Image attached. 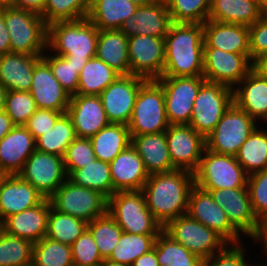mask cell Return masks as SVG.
Segmentation results:
<instances>
[{
  "label": "cell",
  "mask_w": 267,
  "mask_h": 266,
  "mask_svg": "<svg viewBox=\"0 0 267 266\" xmlns=\"http://www.w3.org/2000/svg\"><path fill=\"white\" fill-rule=\"evenodd\" d=\"M204 42L211 48L244 54L251 60L249 28L244 25L207 20L203 23Z\"/></svg>",
  "instance_id": "4316f807"
},
{
  "label": "cell",
  "mask_w": 267,
  "mask_h": 266,
  "mask_svg": "<svg viewBox=\"0 0 267 266\" xmlns=\"http://www.w3.org/2000/svg\"><path fill=\"white\" fill-rule=\"evenodd\" d=\"M33 243L0 228V266H32Z\"/></svg>",
  "instance_id": "7bdbcfd3"
},
{
  "label": "cell",
  "mask_w": 267,
  "mask_h": 266,
  "mask_svg": "<svg viewBox=\"0 0 267 266\" xmlns=\"http://www.w3.org/2000/svg\"><path fill=\"white\" fill-rule=\"evenodd\" d=\"M108 214L123 232L129 234H160L161 224L147 208L141 190L115 192L108 199Z\"/></svg>",
  "instance_id": "5b68a950"
},
{
  "label": "cell",
  "mask_w": 267,
  "mask_h": 266,
  "mask_svg": "<svg viewBox=\"0 0 267 266\" xmlns=\"http://www.w3.org/2000/svg\"><path fill=\"white\" fill-rule=\"evenodd\" d=\"M264 13L256 0H211L208 19L249 27Z\"/></svg>",
  "instance_id": "d6a6232c"
},
{
  "label": "cell",
  "mask_w": 267,
  "mask_h": 266,
  "mask_svg": "<svg viewBox=\"0 0 267 266\" xmlns=\"http://www.w3.org/2000/svg\"><path fill=\"white\" fill-rule=\"evenodd\" d=\"M51 206L50 200L45 198L32 208L6 217L0 228L10 235L38 242L46 236Z\"/></svg>",
  "instance_id": "603a6c76"
},
{
  "label": "cell",
  "mask_w": 267,
  "mask_h": 266,
  "mask_svg": "<svg viewBox=\"0 0 267 266\" xmlns=\"http://www.w3.org/2000/svg\"><path fill=\"white\" fill-rule=\"evenodd\" d=\"M157 81L164 91L166 118L169 125L189 124L194 100L206 79L203 76H162Z\"/></svg>",
  "instance_id": "7c38bea8"
},
{
  "label": "cell",
  "mask_w": 267,
  "mask_h": 266,
  "mask_svg": "<svg viewBox=\"0 0 267 266\" xmlns=\"http://www.w3.org/2000/svg\"><path fill=\"white\" fill-rule=\"evenodd\" d=\"M248 266H267V265L266 264H260V263L259 264L257 263V265H254V264L250 263Z\"/></svg>",
  "instance_id": "8c879c8a"
},
{
  "label": "cell",
  "mask_w": 267,
  "mask_h": 266,
  "mask_svg": "<svg viewBox=\"0 0 267 266\" xmlns=\"http://www.w3.org/2000/svg\"><path fill=\"white\" fill-rule=\"evenodd\" d=\"M15 125L5 110L0 111V140L11 131Z\"/></svg>",
  "instance_id": "94428289"
},
{
  "label": "cell",
  "mask_w": 267,
  "mask_h": 266,
  "mask_svg": "<svg viewBox=\"0 0 267 266\" xmlns=\"http://www.w3.org/2000/svg\"><path fill=\"white\" fill-rule=\"evenodd\" d=\"M6 177V174L0 170V184L2 182V180Z\"/></svg>",
  "instance_id": "a7ac6f4b"
},
{
  "label": "cell",
  "mask_w": 267,
  "mask_h": 266,
  "mask_svg": "<svg viewBox=\"0 0 267 266\" xmlns=\"http://www.w3.org/2000/svg\"><path fill=\"white\" fill-rule=\"evenodd\" d=\"M46 0H10V6L34 12L38 15L44 13Z\"/></svg>",
  "instance_id": "9f6ffc18"
},
{
  "label": "cell",
  "mask_w": 267,
  "mask_h": 266,
  "mask_svg": "<svg viewBox=\"0 0 267 266\" xmlns=\"http://www.w3.org/2000/svg\"><path fill=\"white\" fill-rule=\"evenodd\" d=\"M32 266H74L71 246L42 238L33 243Z\"/></svg>",
  "instance_id": "b9f144b4"
},
{
  "label": "cell",
  "mask_w": 267,
  "mask_h": 266,
  "mask_svg": "<svg viewBox=\"0 0 267 266\" xmlns=\"http://www.w3.org/2000/svg\"><path fill=\"white\" fill-rule=\"evenodd\" d=\"M158 235L159 234H129L122 232L119 242L107 259L131 266L141 255L153 249Z\"/></svg>",
  "instance_id": "f35d334b"
},
{
  "label": "cell",
  "mask_w": 267,
  "mask_h": 266,
  "mask_svg": "<svg viewBox=\"0 0 267 266\" xmlns=\"http://www.w3.org/2000/svg\"><path fill=\"white\" fill-rule=\"evenodd\" d=\"M101 266H128V265H124V264H121V263H116V262L110 261L108 259H104V261L101 264Z\"/></svg>",
  "instance_id": "e7e4bbea"
},
{
  "label": "cell",
  "mask_w": 267,
  "mask_h": 266,
  "mask_svg": "<svg viewBox=\"0 0 267 266\" xmlns=\"http://www.w3.org/2000/svg\"><path fill=\"white\" fill-rule=\"evenodd\" d=\"M194 175L201 189L248 188V175L236 156L218 154L205 148Z\"/></svg>",
  "instance_id": "52a82bcc"
},
{
  "label": "cell",
  "mask_w": 267,
  "mask_h": 266,
  "mask_svg": "<svg viewBox=\"0 0 267 266\" xmlns=\"http://www.w3.org/2000/svg\"><path fill=\"white\" fill-rule=\"evenodd\" d=\"M193 186V173L173 170L149 175L141 191L147 208L164 227L169 221L187 214L189 193Z\"/></svg>",
  "instance_id": "6da1fadb"
},
{
  "label": "cell",
  "mask_w": 267,
  "mask_h": 266,
  "mask_svg": "<svg viewBox=\"0 0 267 266\" xmlns=\"http://www.w3.org/2000/svg\"><path fill=\"white\" fill-rule=\"evenodd\" d=\"M87 224L85 220L61 213L51 206L45 237L71 246L87 229Z\"/></svg>",
  "instance_id": "60d3db41"
},
{
  "label": "cell",
  "mask_w": 267,
  "mask_h": 266,
  "mask_svg": "<svg viewBox=\"0 0 267 266\" xmlns=\"http://www.w3.org/2000/svg\"><path fill=\"white\" fill-rule=\"evenodd\" d=\"M87 229L92 234L103 259H107L112 254L123 232L108 212L88 222Z\"/></svg>",
  "instance_id": "ee69618b"
},
{
  "label": "cell",
  "mask_w": 267,
  "mask_h": 266,
  "mask_svg": "<svg viewBox=\"0 0 267 266\" xmlns=\"http://www.w3.org/2000/svg\"><path fill=\"white\" fill-rule=\"evenodd\" d=\"M163 231L202 260L213 256L228 244L216 231L207 228L188 214L169 221Z\"/></svg>",
  "instance_id": "9c48e42d"
},
{
  "label": "cell",
  "mask_w": 267,
  "mask_h": 266,
  "mask_svg": "<svg viewBox=\"0 0 267 266\" xmlns=\"http://www.w3.org/2000/svg\"><path fill=\"white\" fill-rule=\"evenodd\" d=\"M7 89L0 84V111L5 110Z\"/></svg>",
  "instance_id": "be15d7a7"
},
{
  "label": "cell",
  "mask_w": 267,
  "mask_h": 266,
  "mask_svg": "<svg viewBox=\"0 0 267 266\" xmlns=\"http://www.w3.org/2000/svg\"><path fill=\"white\" fill-rule=\"evenodd\" d=\"M109 164L114 193L142 190L149 178L143 160L132 144L120 152Z\"/></svg>",
  "instance_id": "cb8c5ba5"
},
{
  "label": "cell",
  "mask_w": 267,
  "mask_h": 266,
  "mask_svg": "<svg viewBox=\"0 0 267 266\" xmlns=\"http://www.w3.org/2000/svg\"><path fill=\"white\" fill-rule=\"evenodd\" d=\"M10 36L11 52L43 55L47 50L48 24L34 12L5 6L2 13Z\"/></svg>",
  "instance_id": "277c9868"
},
{
  "label": "cell",
  "mask_w": 267,
  "mask_h": 266,
  "mask_svg": "<svg viewBox=\"0 0 267 266\" xmlns=\"http://www.w3.org/2000/svg\"><path fill=\"white\" fill-rule=\"evenodd\" d=\"M76 137L72 120L64 113L56 120L52 129L36 140V150L64 157L67 147Z\"/></svg>",
  "instance_id": "74e56055"
},
{
  "label": "cell",
  "mask_w": 267,
  "mask_h": 266,
  "mask_svg": "<svg viewBox=\"0 0 267 266\" xmlns=\"http://www.w3.org/2000/svg\"><path fill=\"white\" fill-rule=\"evenodd\" d=\"M91 0H46L44 13L46 23L78 20L87 17Z\"/></svg>",
  "instance_id": "bcb514c9"
},
{
  "label": "cell",
  "mask_w": 267,
  "mask_h": 266,
  "mask_svg": "<svg viewBox=\"0 0 267 266\" xmlns=\"http://www.w3.org/2000/svg\"><path fill=\"white\" fill-rule=\"evenodd\" d=\"M37 105L29 91H7L5 111L15 126H24Z\"/></svg>",
  "instance_id": "7dc6e473"
},
{
  "label": "cell",
  "mask_w": 267,
  "mask_h": 266,
  "mask_svg": "<svg viewBox=\"0 0 267 266\" xmlns=\"http://www.w3.org/2000/svg\"><path fill=\"white\" fill-rule=\"evenodd\" d=\"M68 179L76 185L100 192L107 199L114 194L110 164L96 159L84 168L72 170Z\"/></svg>",
  "instance_id": "d590c367"
},
{
  "label": "cell",
  "mask_w": 267,
  "mask_h": 266,
  "mask_svg": "<svg viewBox=\"0 0 267 266\" xmlns=\"http://www.w3.org/2000/svg\"><path fill=\"white\" fill-rule=\"evenodd\" d=\"M36 150V140L24 126H15L0 140V170L18 175Z\"/></svg>",
  "instance_id": "d4e9b609"
},
{
  "label": "cell",
  "mask_w": 267,
  "mask_h": 266,
  "mask_svg": "<svg viewBox=\"0 0 267 266\" xmlns=\"http://www.w3.org/2000/svg\"><path fill=\"white\" fill-rule=\"evenodd\" d=\"M11 52L10 36L5 24V18L0 14V56Z\"/></svg>",
  "instance_id": "6f0895ef"
},
{
  "label": "cell",
  "mask_w": 267,
  "mask_h": 266,
  "mask_svg": "<svg viewBox=\"0 0 267 266\" xmlns=\"http://www.w3.org/2000/svg\"><path fill=\"white\" fill-rule=\"evenodd\" d=\"M18 176L30 183L46 199L68 179L63 157L38 150L27 159Z\"/></svg>",
  "instance_id": "5bb4252c"
},
{
  "label": "cell",
  "mask_w": 267,
  "mask_h": 266,
  "mask_svg": "<svg viewBox=\"0 0 267 266\" xmlns=\"http://www.w3.org/2000/svg\"><path fill=\"white\" fill-rule=\"evenodd\" d=\"M146 79L130 75H120L100 93L103 108L110 123L128 125L135 100Z\"/></svg>",
  "instance_id": "ac0fdd59"
},
{
  "label": "cell",
  "mask_w": 267,
  "mask_h": 266,
  "mask_svg": "<svg viewBox=\"0 0 267 266\" xmlns=\"http://www.w3.org/2000/svg\"><path fill=\"white\" fill-rule=\"evenodd\" d=\"M256 122L233 102L206 137V148L218 154L236 156L244 141L259 127Z\"/></svg>",
  "instance_id": "ba28073f"
},
{
  "label": "cell",
  "mask_w": 267,
  "mask_h": 266,
  "mask_svg": "<svg viewBox=\"0 0 267 266\" xmlns=\"http://www.w3.org/2000/svg\"><path fill=\"white\" fill-rule=\"evenodd\" d=\"M258 241L259 243L262 242L264 249L267 251V220L262 224V233Z\"/></svg>",
  "instance_id": "6125c7cd"
},
{
  "label": "cell",
  "mask_w": 267,
  "mask_h": 266,
  "mask_svg": "<svg viewBox=\"0 0 267 266\" xmlns=\"http://www.w3.org/2000/svg\"><path fill=\"white\" fill-rule=\"evenodd\" d=\"M5 6H10V0H0Z\"/></svg>",
  "instance_id": "89a4df30"
},
{
  "label": "cell",
  "mask_w": 267,
  "mask_h": 266,
  "mask_svg": "<svg viewBox=\"0 0 267 266\" xmlns=\"http://www.w3.org/2000/svg\"><path fill=\"white\" fill-rule=\"evenodd\" d=\"M233 102L232 88L205 81L194 100L189 125L206 138Z\"/></svg>",
  "instance_id": "8fae6325"
},
{
  "label": "cell",
  "mask_w": 267,
  "mask_h": 266,
  "mask_svg": "<svg viewBox=\"0 0 267 266\" xmlns=\"http://www.w3.org/2000/svg\"><path fill=\"white\" fill-rule=\"evenodd\" d=\"M42 55L8 52L0 56V84L7 91H29L35 64Z\"/></svg>",
  "instance_id": "f1b7e54d"
},
{
  "label": "cell",
  "mask_w": 267,
  "mask_h": 266,
  "mask_svg": "<svg viewBox=\"0 0 267 266\" xmlns=\"http://www.w3.org/2000/svg\"><path fill=\"white\" fill-rule=\"evenodd\" d=\"M252 70V61L244 54H235L203 46V77L234 89Z\"/></svg>",
  "instance_id": "9a60e30c"
},
{
  "label": "cell",
  "mask_w": 267,
  "mask_h": 266,
  "mask_svg": "<svg viewBox=\"0 0 267 266\" xmlns=\"http://www.w3.org/2000/svg\"><path fill=\"white\" fill-rule=\"evenodd\" d=\"M248 28L251 61H253L256 57L267 53V13Z\"/></svg>",
  "instance_id": "11a10c76"
},
{
  "label": "cell",
  "mask_w": 267,
  "mask_h": 266,
  "mask_svg": "<svg viewBox=\"0 0 267 266\" xmlns=\"http://www.w3.org/2000/svg\"><path fill=\"white\" fill-rule=\"evenodd\" d=\"M132 145L149 175L176 170L171 162L165 132L131 136Z\"/></svg>",
  "instance_id": "f546056e"
},
{
  "label": "cell",
  "mask_w": 267,
  "mask_h": 266,
  "mask_svg": "<svg viewBox=\"0 0 267 266\" xmlns=\"http://www.w3.org/2000/svg\"><path fill=\"white\" fill-rule=\"evenodd\" d=\"M160 266H202V259L162 231L154 247Z\"/></svg>",
  "instance_id": "ab89813d"
},
{
  "label": "cell",
  "mask_w": 267,
  "mask_h": 266,
  "mask_svg": "<svg viewBox=\"0 0 267 266\" xmlns=\"http://www.w3.org/2000/svg\"><path fill=\"white\" fill-rule=\"evenodd\" d=\"M99 29L87 19L56 21L48 25L47 50L81 69L96 55Z\"/></svg>",
  "instance_id": "3957f363"
},
{
  "label": "cell",
  "mask_w": 267,
  "mask_h": 266,
  "mask_svg": "<svg viewBox=\"0 0 267 266\" xmlns=\"http://www.w3.org/2000/svg\"><path fill=\"white\" fill-rule=\"evenodd\" d=\"M89 139L96 158L108 163L132 143L128 126L120 123H109Z\"/></svg>",
  "instance_id": "836d02e7"
},
{
  "label": "cell",
  "mask_w": 267,
  "mask_h": 266,
  "mask_svg": "<svg viewBox=\"0 0 267 266\" xmlns=\"http://www.w3.org/2000/svg\"><path fill=\"white\" fill-rule=\"evenodd\" d=\"M64 113H66V111L37 108L24 127L33 135L35 140H37L49 129H52L56 120Z\"/></svg>",
  "instance_id": "db71d44e"
},
{
  "label": "cell",
  "mask_w": 267,
  "mask_h": 266,
  "mask_svg": "<svg viewBox=\"0 0 267 266\" xmlns=\"http://www.w3.org/2000/svg\"><path fill=\"white\" fill-rule=\"evenodd\" d=\"M233 101L254 120L267 123V79L251 70L233 89ZM261 119V120H260ZM266 121V122H265Z\"/></svg>",
  "instance_id": "83f0119b"
},
{
  "label": "cell",
  "mask_w": 267,
  "mask_h": 266,
  "mask_svg": "<svg viewBox=\"0 0 267 266\" xmlns=\"http://www.w3.org/2000/svg\"><path fill=\"white\" fill-rule=\"evenodd\" d=\"M71 252L74 266H101L104 261L88 229L71 245Z\"/></svg>",
  "instance_id": "681fc988"
},
{
  "label": "cell",
  "mask_w": 267,
  "mask_h": 266,
  "mask_svg": "<svg viewBox=\"0 0 267 266\" xmlns=\"http://www.w3.org/2000/svg\"><path fill=\"white\" fill-rule=\"evenodd\" d=\"M95 57L120 75H130L128 37L120 29L99 30Z\"/></svg>",
  "instance_id": "4dcf8cb0"
},
{
  "label": "cell",
  "mask_w": 267,
  "mask_h": 266,
  "mask_svg": "<svg viewBox=\"0 0 267 266\" xmlns=\"http://www.w3.org/2000/svg\"><path fill=\"white\" fill-rule=\"evenodd\" d=\"M127 126L131 136L162 133L169 127L164 91L157 80L141 85Z\"/></svg>",
  "instance_id": "8992f818"
},
{
  "label": "cell",
  "mask_w": 267,
  "mask_h": 266,
  "mask_svg": "<svg viewBox=\"0 0 267 266\" xmlns=\"http://www.w3.org/2000/svg\"><path fill=\"white\" fill-rule=\"evenodd\" d=\"M164 41L162 76H203V24L172 23Z\"/></svg>",
  "instance_id": "7a4b0ae2"
},
{
  "label": "cell",
  "mask_w": 267,
  "mask_h": 266,
  "mask_svg": "<svg viewBox=\"0 0 267 266\" xmlns=\"http://www.w3.org/2000/svg\"><path fill=\"white\" fill-rule=\"evenodd\" d=\"M236 159L248 176L267 169V129L257 127L240 147Z\"/></svg>",
  "instance_id": "8d00e7d4"
},
{
  "label": "cell",
  "mask_w": 267,
  "mask_h": 266,
  "mask_svg": "<svg viewBox=\"0 0 267 266\" xmlns=\"http://www.w3.org/2000/svg\"><path fill=\"white\" fill-rule=\"evenodd\" d=\"M37 108L67 111L71 96L54 77L49 64L41 58L34 66L29 90Z\"/></svg>",
  "instance_id": "7402d4cb"
},
{
  "label": "cell",
  "mask_w": 267,
  "mask_h": 266,
  "mask_svg": "<svg viewBox=\"0 0 267 266\" xmlns=\"http://www.w3.org/2000/svg\"><path fill=\"white\" fill-rule=\"evenodd\" d=\"M203 190L208 191L215 203L224 209L230 224L240 234L257 242L262 224L253 213L248 188Z\"/></svg>",
  "instance_id": "4fadbf2b"
},
{
  "label": "cell",
  "mask_w": 267,
  "mask_h": 266,
  "mask_svg": "<svg viewBox=\"0 0 267 266\" xmlns=\"http://www.w3.org/2000/svg\"><path fill=\"white\" fill-rule=\"evenodd\" d=\"M64 159V166L67 174L72 170L86 167L97 158L89 138L76 137L67 147Z\"/></svg>",
  "instance_id": "816d5d0a"
},
{
  "label": "cell",
  "mask_w": 267,
  "mask_h": 266,
  "mask_svg": "<svg viewBox=\"0 0 267 266\" xmlns=\"http://www.w3.org/2000/svg\"><path fill=\"white\" fill-rule=\"evenodd\" d=\"M43 53L41 56L50 66L54 77L61 84L62 88L70 96L75 95L78 91L79 73L78 68L68 62L63 56L56 54Z\"/></svg>",
  "instance_id": "c3c4849f"
},
{
  "label": "cell",
  "mask_w": 267,
  "mask_h": 266,
  "mask_svg": "<svg viewBox=\"0 0 267 266\" xmlns=\"http://www.w3.org/2000/svg\"><path fill=\"white\" fill-rule=\"evenodd\" d=\"M52 207L87 223L107 213L108 199L100 192L67 179L49 198Z\"/></svg>",
  "instance_id": "30bf717a"
},
{
  "label": "cell",
  "mask_w": 267,
  "mask_h": 266,
  "mask_svg": "<svg viewBox=\"0 0 267 266\" xmlns=\"http://www.w3.org/2000/svg\"><path fill=\"white\" fill-rule=\"evenodd\" d=\"M187 214L207 228L216 231L228 243H240L241 234L230 224L223 208L215 203L208 191L194 185L188 198Z\"/></svg>",
  "instance_id": "d6986e66"
},
{
  "label": "cell",
  "mask_w": 267,
  "mask_h": 266,
  "mask_svg": "<svg viewBox=\"0 0 267 266\" xmlns=\"http://www.w3.org/2000/svg\"><path fill=\"white\" fill-rule=\"evenodd\" d=\"M172 24L165 0L138 6L133 18L123 22L120 30L127 36L146 35L164 38Z\"/></svg>",
  "instance_id": "44dd1931"
},
{
  "label": "cell",
  "mask_w": 267,
  "mask_h": 266,
  "mask_svg": "<svg viewBox=\"0 0 267 266\" xmlns=\"http://www.w3.org/2000/svg\"><path fill=\"white\" fill-rule=\"evenodd\" d=\"M5 5L0 1V14L2 13Z\"/></svg>",
  "instance_id": "2644e50d"
},
{
  "label": "cell",
  "mask_w": 267,
  "mask_h": 266,
  "mask_svg": "<svg viewBox=\"0 0 267 266\" xmlns=\"http://www.w3.org/2000/svg\"><path fill=\"white\" fill-rule=\"evenodd\" d=\"M258 6L267 13V0H256Z\"/></svg>",
  "instance_id": "003e7915"
},
{
  "label": "cell",
  "mask_w": 267,
  "mask_h": 266,
  "mask_svg": "<svg viewBox=\"0 0 267 266\" xmlns=\"http://www.w3.org/2000/svg\"><path fill=\"white\" fill-rule=\"evenodd\" d=\"M131 266H160L155 249H151L147 253L136 259Z\"/></svg>",
  "instance_id": "680465c9"
},
{
  "label": "cell",
  "mask_w": 267,
  "mask_h": 266,
  "mask_svg": "<svg viewBox=\"0 0 267 266\" xmlns=\"http://www.w3.org/2000/svg\"><path fill=\"white\" fill-rule=\"evenodd\" d=\"M131 1L137 6H142V5L153 3L156 0H131Z\"/></svg>",
  "instance_id": "03108f58"
},
{
  "label": "cell",
  "mask_w": 267,
  "mask_h": 266,
  "mask_svg": "<svg viewBox=\"0 0 267 266\" xmlns=\"http://www.w3.org/2000/svg\"><path fill=\"white\" fill-rule=\"evenodd\" d=\"M130 74L146 80L162 77L165 63L164 38L135 35L128 37Z\"/></svg>",
  "instance_id": "2e32d148"
},
{
  "label": "cell",
  "mask_w": 267,
  "mask_h": 266,
  "mask_svg": "<svg viewBox=\"0 0 267 266\" xmlns=\"http://www.w3.org/2000/svg\"><path fill=\"white\" fill-rule=\"evenodd\" d=\"M165 137L173 167L194 173L206 148V138L189 124L169 125Z\"/></svg>",
  "instance_id": "e0dca14e"
},
{
  "label": "cell",
  "mask_w": 267,
  "mask_h": 266,
  "mask_svg": "<svg viewBox=\"0 0 267 266\" xmlns=\"http://www.w3.org/2000/svg\"><path fill=\"white\" fill-rule=\"evenodd\" d=\"M45 197L18 175H6L0 184V223L8 216L40 204Z\"/></svg>",
  "instance_id": "484cf974"
},
{
  "label": "cell",
  "mask_w": 267,
  "mask_h": 266,
  "mask_svg": "<svg viewBox=\"0 0 267 266\" xmlns=\"http://www.w3.org/2000/svg\"><path fill=\"white\" fill-rule=\"evenodd\" d=\"M172 23L203 24L208 20L211 0H165Z\"/></svg>",
  "instance_id": "f6af8a7d"
},
{
  "label": "cell",
  "mask_w": 267,
  "mask_h": 266,
  "mask_svg": "<svg viewBox=\"0 0 267 266\" xmlns=\"http://www.w3.org/2000/svg\"><path fill=\"white\" fill-rule=\"evenodd\" d=\"M120 74L97 57L91 58L81 69L78 81L79 95H96L105 90Z\"/></svg>",
  "instance_id": "e575fe53"
},
{
  "label": "cell",
  "mask_w": 267,
  "mask_h": 266,
  "mask_svg": "<svg viewBox=\"0 0 267 266\" xmlns=\"http://www.w3.org/2000/svg\"><path fill=\"white\" fill-rule=\"evenodd\" d=\"M243 243H228L222 250L202 261V266H248Z\"/></svg>",
  "instance_id": "f5cc1de1"
},
{
  "label": "cell",
  "mask_w": 267,
  "mask_h": 266,
  "mask_svg": "<svg viewBox=\"0 0 267 266\" xmlns=\"http://www.w3.org/2000/svg\"><path fill=\"white\" fill-rule=\"evenodd\" d=\"M137 7L131 0H91L87 19L99 30L120 29Z\"/></svg>",
  "instance_id": "1f68e13d"
},
{
  "label": "cell",
  "mask_w": 267,
  "mask_h": 266,
  "mask_svg": "<svg viewBox=\"0 0 267 266\" xmlns=\"http://www.w3.org/2000/svg\"><path fill=\"white\" fill-rule=\"evenodd\" d=\"M247 187L253 213L263 224L267 220V169L249 175Z\"/></svg>",
  "instance_id": "f907efd6"
},
{
  "label": "cell",
  "mask_w": 267,
  "mask_h": 266,
  "mask_svg": "<svg viewBox=\"0 0 267 266\" xmlns=\"http://www.w3.org/2000/svg\"><path fill=\"white\" fill-rule=\"evenodd\" d=\"M66 113L77 137L90 138L110 123L101 98L96 95H72Z\"/></svg>",
  "instance_id": "ffe728a7"
},
{
  "label": "cell",
  "mask_w": 267,
  "mask_h": 266,
  "mask_svg": "<svg viewBox=\"0 0 267 266\" xmlns=\"http://www.w3.org/2000/svg\"><path fill=\"white\" fill-rule=\"evenodd\" d=\"M252 70L260 77L267 79V53L256 57L252 61Z\"/></svg>",
  "instance_id": "91938a15"
}]
</instances>
